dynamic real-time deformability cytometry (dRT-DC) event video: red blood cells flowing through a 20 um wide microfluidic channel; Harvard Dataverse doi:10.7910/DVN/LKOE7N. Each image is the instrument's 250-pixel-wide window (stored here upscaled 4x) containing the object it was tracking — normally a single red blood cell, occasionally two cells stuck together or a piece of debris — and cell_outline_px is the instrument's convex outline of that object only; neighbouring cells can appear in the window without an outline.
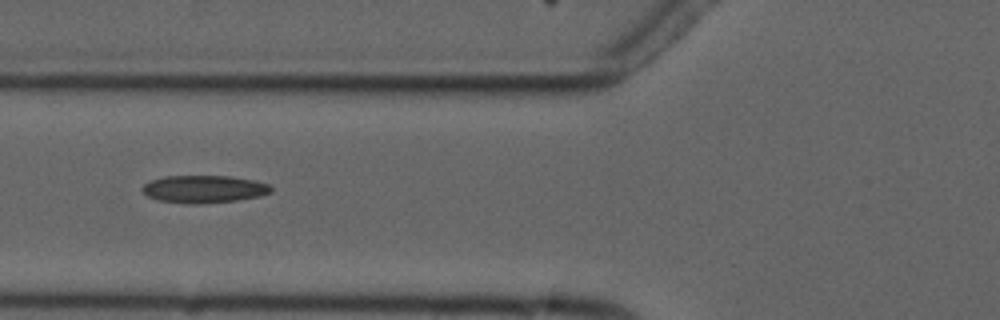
{"species": "common noctule bat (a hibernating species)", "species_latin": "Nyctalus noctula", "temperature_condition": "cold", "stored_images_in_passage": 7, "camera_frame_rate_fps": 3000, "um_per_image_px": 0.085, "animal": {"sex": "male", "forearm_length_mm": 52.5}, "frame": {"image": 1, "passage_image": 5, "time_ms": 4.667, "image_size_px": [1000, 320], "cell_outline_px": [[272, 192], [260, 196], [236, 200], [196, 204], [188, 204], [156, 200], [148, 196], [140, 188], [148, 180], [164, 176], [232, 176], [256, 180], [268, 184], [272, 188]], "centroid_in_image_um": [17.31, 16.06], "position_along_channel_um": 108.5, "area_um2": 20.87}}
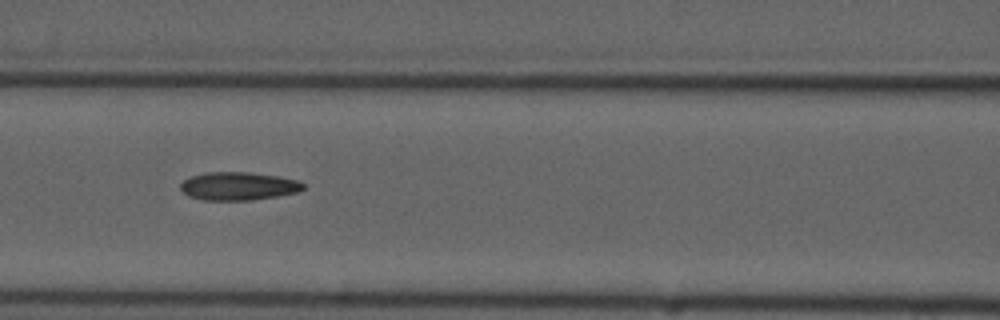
{"frame": {"image": 2, "passage_image": 6, "time_ms": 5.667, "image_size_px": [1000, 320], "cell_outline_px": [[304, 188], [296, 192], [276, 196], [252, 200], [204, 200], [188, 196], [180, 188], [180, 184], [184, 180], [192, 176], [204, 172], [252, 172], [280, 176], [296, 180], [304, 184]], "centroid_in_image_um": [20.24, 15.81], "position_along_channel_um": 146.4, "area_um2": 20.11}}
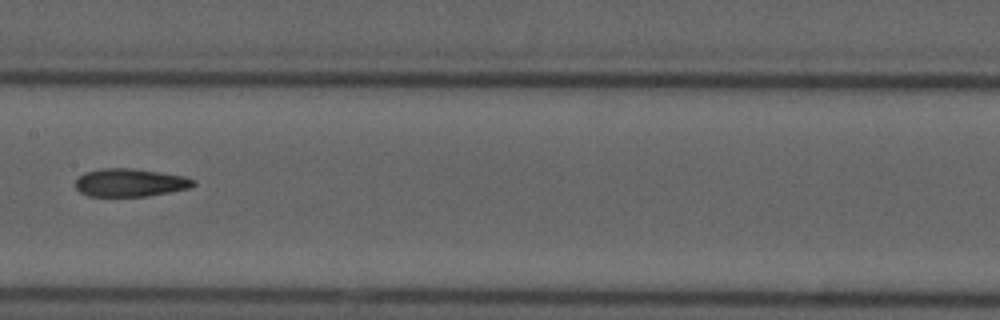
{"frame": {"image": 3, "passage_image": 7, "time_ms": 7.0, "image_size_px": [1000, 320], "cell_outline_px": [[196, 184], [192, 188], [148, 196], [88, 196], [80, 192], [76, 188], [76, 180], [84, 172], [100, 168], [132, 168], [184, 176], [196, 180]], "centroid_in_image_um": [11.08, 15.52], "position_along_channel_um": 196.3, "area_um2": 19.36}}